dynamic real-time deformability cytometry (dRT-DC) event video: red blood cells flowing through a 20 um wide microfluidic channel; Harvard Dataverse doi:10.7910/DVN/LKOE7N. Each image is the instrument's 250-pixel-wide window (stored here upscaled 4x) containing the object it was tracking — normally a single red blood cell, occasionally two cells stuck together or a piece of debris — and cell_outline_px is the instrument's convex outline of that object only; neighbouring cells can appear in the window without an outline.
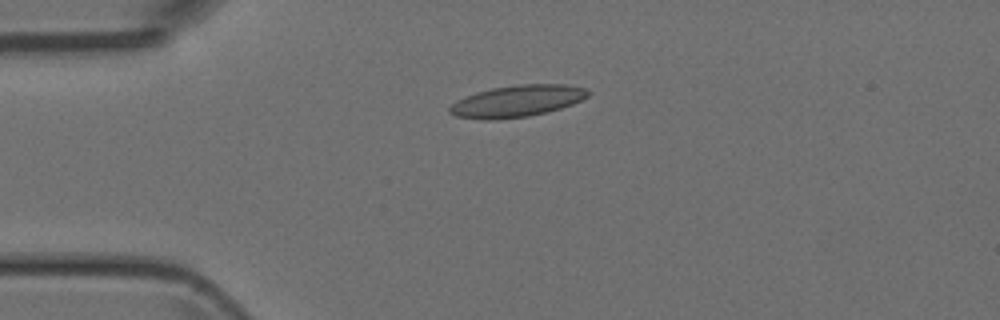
{"species": "Egyptian fruit bat (a non-hibernating species)", "species_latin": "Rousettus aegyptiacus", "temperature_condition": "room temperature", "stored_images_in_passage": 3, "camera_frame_rate_fps": 3000, "um_per_image_px": 0.085, "animal": {"sex": "female"}, "frame": {"image": 1, "passage_image": 3, "time_ms": 2.333, "image_size_px": [1000, 320], "cell_outline_px": [[588, 96], [572, 104], [548, 112], [528, 116], [496, 120], [484, 120], [456, 116], [448, 112], [448, 108], [456, 100], [476, 92], [492, 88], [516, 84], [564, 84], [584, 88], [588, 92]], "centroid_in_image_um": [43.9, 8.6], "position_along_channel_um": 41.1, "area_um2": 25.55}}